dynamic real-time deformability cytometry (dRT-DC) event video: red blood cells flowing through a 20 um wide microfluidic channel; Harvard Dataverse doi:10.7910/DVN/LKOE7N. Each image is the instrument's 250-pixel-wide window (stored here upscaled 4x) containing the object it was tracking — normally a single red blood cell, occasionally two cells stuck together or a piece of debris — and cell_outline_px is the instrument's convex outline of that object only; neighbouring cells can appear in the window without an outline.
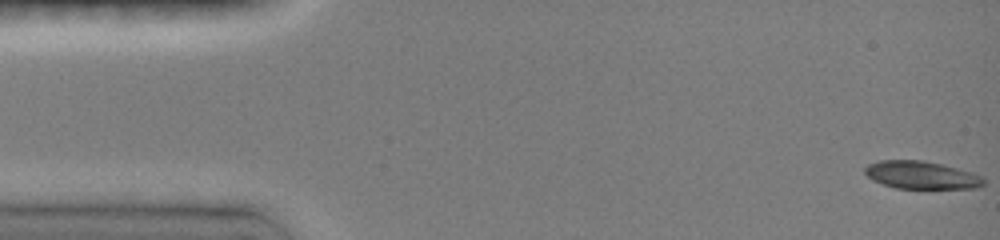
{"species": "common noctule bat (a hibernating species)", "species_latin": "Nyctalus noctula", "temperature_condition": "room temperature", "stored_images_in_passage": 22, "camera_frame_rate_fps": 3000, "um_per_image_px": 0.085, "animal": {"sex": "female", "body_mass_g": 19.0, "forearm_length_mm": 51.5}, "frame": {"image": 1, "passage_image": 1, "time_ms": 0.0, "image_size_px": [1000, 240], "cell_outline_px": [[984, 184], [976, 188], [896, 188], [872, 180], [864, 172], [864, 168], [868, 164], [880, 160], [920, 160], [940, 164], [972, 172], [984, 176]], "centroid_in_image_um": [78.31, 14.88], "position_along_channel_um": 6.7, "area_um2": 19.07}}
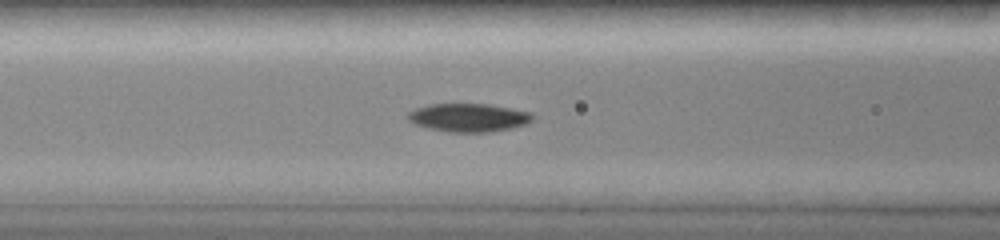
{"frame": {"image": 2, "passage_image": 13, "time_ms": 6.0, "image_size_px": [1000, 240], "cell_outline_px": [[532, 120], [528, 124], [512, 128], [488, 132], [448, 132], [428, 128], [412, 124], [404, 116], [408, 112], [416, 108], [428, 104], [488, 104], [528, 112], [532, 116]], "centroid_in_image_um": [39.75, 10.0], "position_along_channel_um": 126.9, "area_um2": 20.63}}
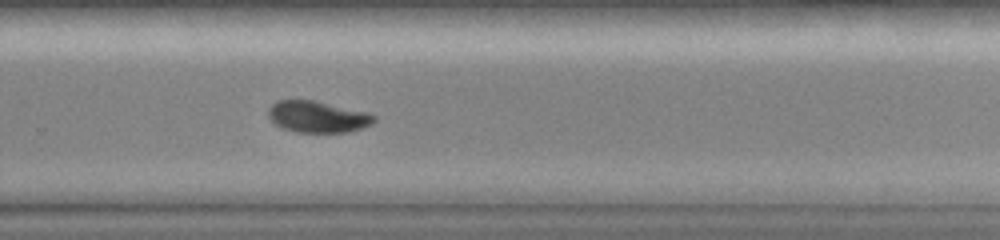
{"frame": {"image": 3, "passage_image": 22, "time_ms": 10.333, "image_size_px": [1000, 240], "cell_outline_px": [[376, 120], [372, 124], [364, 128], [348, 132], [296, 132], [284, 128], [276, 124], [268, 116], [268, 108], [272, 104], [280, 100], [312, 100], [364, 112], [376, 116]], "centroid_in_image_um": [27.0, 9.94], "position_along_channel_um": 302.8, "area_um2": 19.13}}